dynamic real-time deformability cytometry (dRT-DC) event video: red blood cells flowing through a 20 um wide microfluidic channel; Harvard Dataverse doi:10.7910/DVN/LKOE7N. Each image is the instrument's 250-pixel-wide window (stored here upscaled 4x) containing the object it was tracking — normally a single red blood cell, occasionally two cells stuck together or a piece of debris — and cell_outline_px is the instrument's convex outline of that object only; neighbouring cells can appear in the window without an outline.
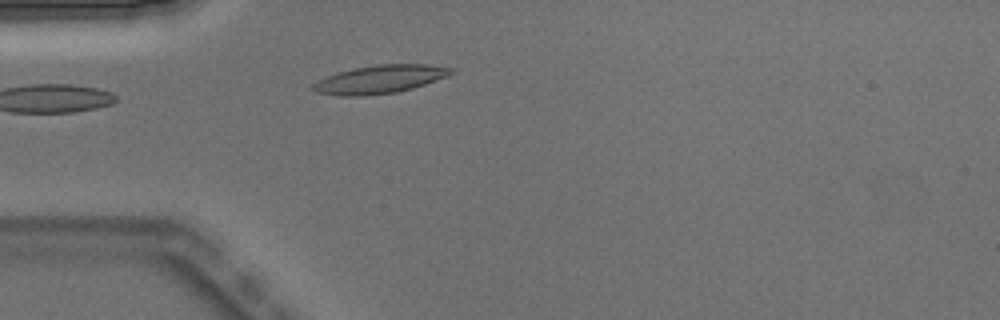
{"species": "Egyptian fruit bat (a non-hibernating species)", "species_latin": "Rousettus aegyptiacus", "temperature_condition": "warm", "stored_images_in_passage": 5, "camera_frame_rate_fps": 3000, "um_per_image_px": 0.085, "animal": {"sex": "male"}, "frame": {"image": 1, "passage_image": 5, "time_ms": 1.333, "image_size_px": [1000, 320], "cell_outline_px": [[456, 72], [448, 76], [412, 88], [396, 92], [364, 96], [340, 96], [316, 92], [312, 88], [312, 84], [328, 76], [352, 68], [376, 64], [428, 64], [452, 68]], "centroid_in_image_um": [32.31, 6.73], "position_along_channel_um": 52.7, "area_um2": 22.6}}